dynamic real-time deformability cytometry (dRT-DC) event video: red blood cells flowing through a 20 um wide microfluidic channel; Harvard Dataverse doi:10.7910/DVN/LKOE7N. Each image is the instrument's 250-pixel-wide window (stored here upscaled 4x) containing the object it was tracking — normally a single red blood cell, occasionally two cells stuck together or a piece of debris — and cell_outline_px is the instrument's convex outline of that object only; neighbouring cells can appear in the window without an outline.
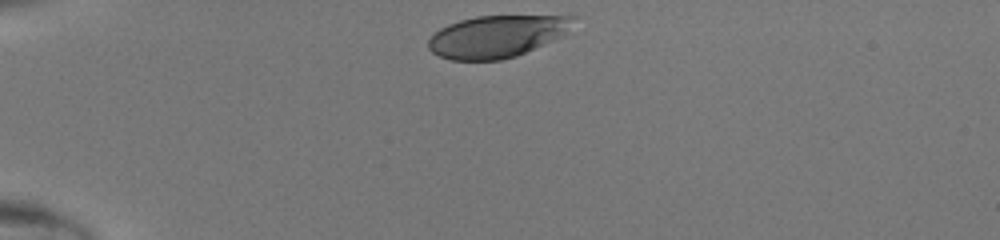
{"species": "human", "species_latin": "Homo sapiens", "temperature_condition": "room temperature", "stored_images_in_passage": 30, "camera_frame_rate_fps": 3000, "um_per_image_px": 0.085, "donor": {"sex": "male"}, "frame": {"image": 1, "passage_image": 1, "time_ms": 0.0, "image_size_px": [1000, 240], "cell_outline_px": [[576, 16], [564, 36], [516, 56], [500, 60], [448, 60], [432, 52], [428, 48], [428, 40], [440, 28], [448, 24], [460, 20], [476, 16]], "centroid_in_image_um": [42.21, 3.1], "position_along_channel_um": 42.8, "area_um2": 35.37}}
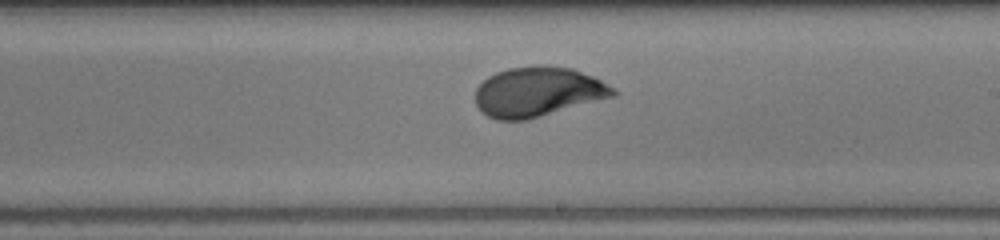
{"frame": {"image": 2, "passage_image": 18, "time_ms": 5.667, "image_size_px": [1000, 240], "cell_outline_px": [[620, 92], [616, 96], [540, 116], [524, 120], [496, 120], [488, 116], [476, 104], [476, 88], [488, 76], [496, 72], [508, 68], [540, 64], [572, 68], [592, 76], [600, 80]], "centroid_in_image_um": [45.73, 7.79], "position_along_channel_um": 243.3, "area_um2": 39.88}}
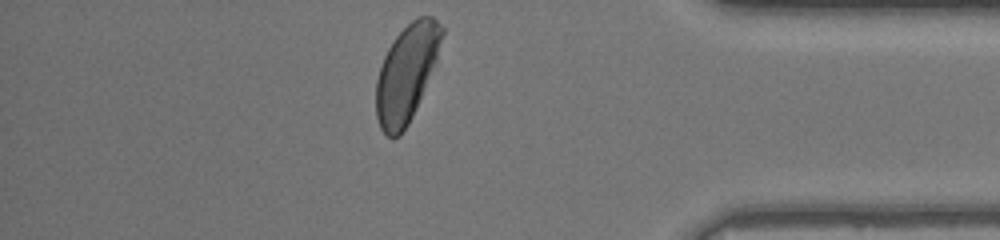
{"frame": {"image": 3, "passage_image": 30, "time_ms": 9.667, "image_size_px": [1000, 240], "cell_outline_px": [[444, 32], [436, 60], [412, 116], [408, 124], [400, 136], [392, 140], [380, 128], [376, 116], [376, 80], [384, 56], [388, 48], [396, 36], [416, 16], [432, 16], [444, 28]], "centroid_in_image_um": [34.53, 6.23], "position_along_channel_um": 400.7, "area_um2": 36.65}}